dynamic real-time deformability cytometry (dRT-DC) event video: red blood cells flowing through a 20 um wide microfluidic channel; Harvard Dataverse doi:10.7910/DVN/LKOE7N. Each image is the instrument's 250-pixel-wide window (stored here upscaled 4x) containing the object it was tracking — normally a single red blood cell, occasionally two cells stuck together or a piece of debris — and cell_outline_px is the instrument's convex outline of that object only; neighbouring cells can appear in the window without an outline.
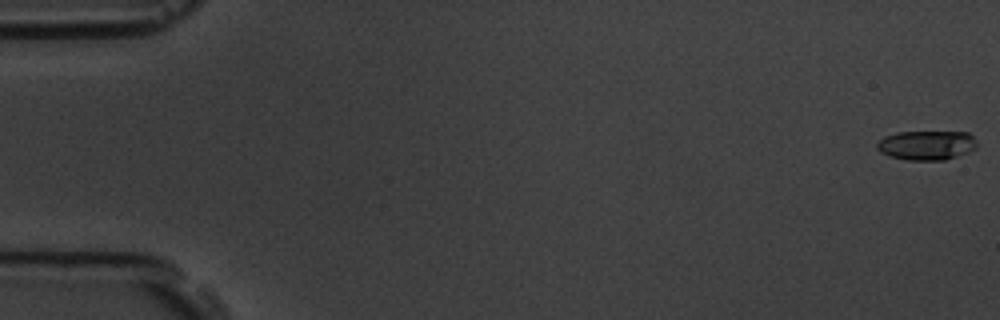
{"species": "common noctule bat (a hibernating species)", "species_latin": "Nyctalus noctula", "temperature_condition": "room temperature", "stored_images_in_passage": 5, "camera_frame_rate_fps": 3000, "um_per_image_px": 0.085, "animal": {"sex": "male", "body_mass_g": 19.5, "forearm_length_mm": 54.6}, "frame": {"image": 1, "passage_image": 1, "time_ms": 0.0, "image_size_px": [1000, 320], "cell_outline_px": [[976, 148], [968, 152], [944, 160], [908, 160], [888, 156], [880, 152], [876, 148], [876, 144], [884, 136], [896, 132], [968, 132], [976, 140]], "centroid_in_image_um": [78.73, 12.34], "position_along_channel_um": 6.3, "area_um2": 17.17}}